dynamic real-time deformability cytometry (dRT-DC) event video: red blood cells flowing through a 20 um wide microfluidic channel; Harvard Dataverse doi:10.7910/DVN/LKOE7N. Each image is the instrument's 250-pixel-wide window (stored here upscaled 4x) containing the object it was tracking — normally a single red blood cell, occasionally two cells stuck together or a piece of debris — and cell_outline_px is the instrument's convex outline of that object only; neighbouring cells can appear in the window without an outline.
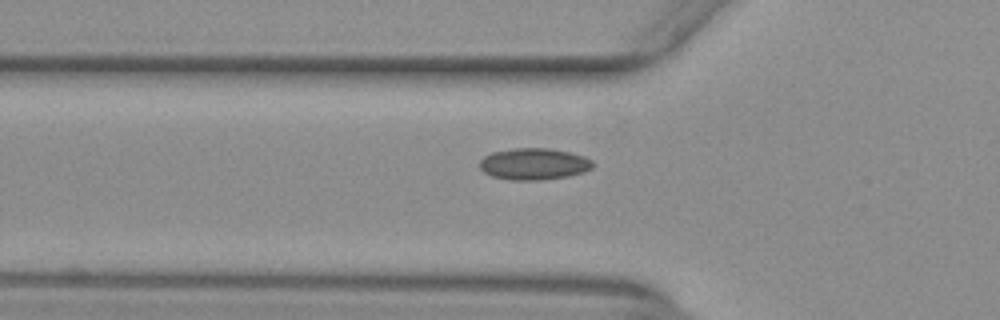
{"species": "common noctule bat (a hibernating species)", "species_latin": "Nyctalus noctula", "temperature_condition": "warm", "stored_images_in_passage": 38, "camera_frame_rate_fps": 3000, "um_per_image_px": 0.085, "animal": {"sex": "female", "body_mass_g": 29.2, "forearm_length_mm": 56.3}, "frame": {"image": 1, "passage_image": 5, "time_ms": 1.333, "image_size_px": [1000, 320], "cell_outline_px": [[596, 164], [592, 168], [584, 172], [568, 176], [540, 180], [508, 180], [492, 176], [484, 172], [480, 168], [480, 160], [484, 156], [492, 152], [512, 148], [548, 148], [572, 152], [584, 156], [592, 160]], "centroid_in_image_um": [45.4, 13.93], "position_along_channel_um": 80.4, "area_um2": 21.1}}
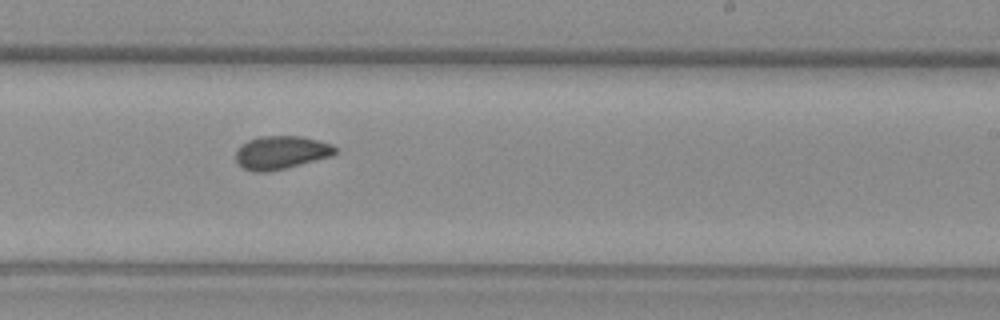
{"frame": {"image": 2, "passage_image": 19, "time_ms": 6.0, "image_size_px": [1000, 320], "cell_outline_px": [[336, 152], [332, 156], [268, 172], [252, 172], [244, 168], [236, 160], [236, 148], [248, 140], [260, 136], [300, 136], [332, 144], [336, 148]], "centroid_in_image_um": [23.87, 12.96], "position_along_channel_um": 265.1, "area_um2": 19.13}}
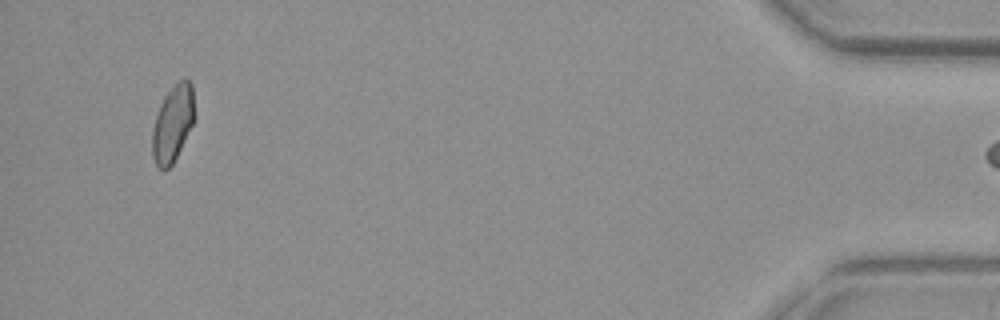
{"frame": {"image": 3, "passage_image": 37, "time_ms": 12.0, "image_size_px": [1000, 320], "cell_outline_px": [[192, 124], [172, 164], [164, 172], [156, 164], [152, 156], [152, 128], [160, 104], [164, 96], [180, 80], [188, 80], [192, 84]], "centroid_in_image_um": [14.63, 10.54], "position_along_channel_um": 420.6, "area_um2": 18.09}}